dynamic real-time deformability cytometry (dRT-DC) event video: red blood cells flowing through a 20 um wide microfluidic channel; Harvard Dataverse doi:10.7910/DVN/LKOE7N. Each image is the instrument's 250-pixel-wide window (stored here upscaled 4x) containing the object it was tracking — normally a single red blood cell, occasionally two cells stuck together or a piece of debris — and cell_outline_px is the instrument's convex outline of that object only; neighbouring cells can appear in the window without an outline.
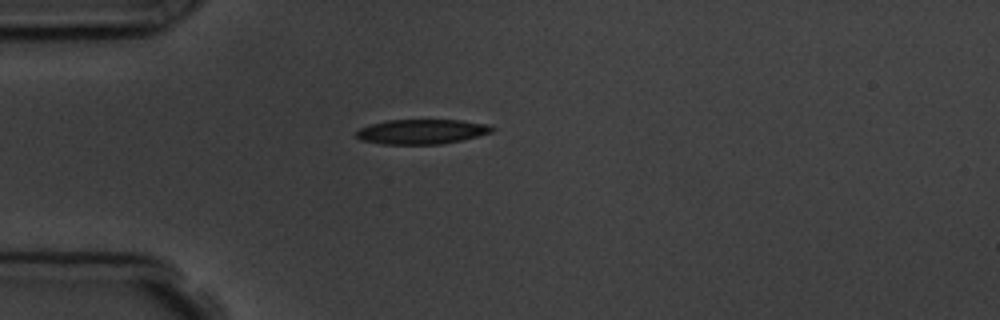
{"species": "common noctule bat (a hibernating species)", "species_latin": "Nyctalus noctula", "temperature_condition": "room temperature", "stored_images_in_passage": 2, "camera_frame_rate_fps": 3000, "um_per_image_px": 0.085, "animal": {"sex": "male", "body_mass_g": 19.5, "forearm_length_mm": 54.6}, "frame": {"image": 1, "passage_image": 1, "time_ms": 0.0, "image_size_px": [1000, 320], "cell_outline_px": [[496, 128], [492, 132], [460, 140], [440, 144], [384, 144], [360, 140], [352, 132], [360, 128], [384, 120], [460, 120], [488, 124]], "centroid_in_image_um": [35.8, 11.18], "position_along_channel_um": 49.2, "area_um2": 19.59}}